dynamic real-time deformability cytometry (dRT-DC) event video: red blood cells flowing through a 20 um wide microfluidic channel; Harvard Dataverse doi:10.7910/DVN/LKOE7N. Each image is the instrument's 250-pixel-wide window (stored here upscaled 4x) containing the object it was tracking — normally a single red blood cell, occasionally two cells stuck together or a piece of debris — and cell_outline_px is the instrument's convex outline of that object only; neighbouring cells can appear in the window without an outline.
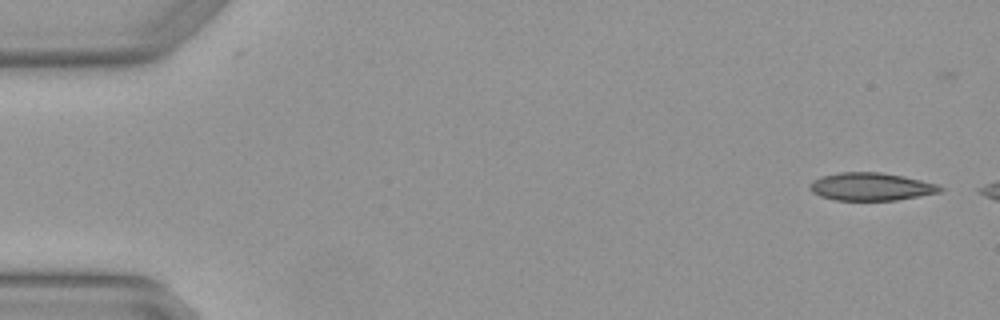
{"species": "Egyptian fruit bat (a non-hibernating species)", "species_latin": "Rousettus aegyptiacus", "temperature_condition": "warm", "stored_images_in_passage": 3, "camera_frame_rate_fps": 3000, "um_per_image_px": 0.085, "animal": {"sex": "female"}, "frame": {"image": 1, "passage_image": 1, "time_ms": 0.0, "image_size_px": [1000, 320], "cell_outline_px": [[944, 188], [940, 192], [920, 196], [896, 200], [836, 200], [820, 196], [812, 192], [808, 188], [808, 184], [812, 180], [820, 176], [840, 172], [880, 172], [904, 176], [936, 184]], "centroid_in_image_um": [73.99, 15.86], "position_along_channel_um": 11.0, "area_um2": 21.21}}